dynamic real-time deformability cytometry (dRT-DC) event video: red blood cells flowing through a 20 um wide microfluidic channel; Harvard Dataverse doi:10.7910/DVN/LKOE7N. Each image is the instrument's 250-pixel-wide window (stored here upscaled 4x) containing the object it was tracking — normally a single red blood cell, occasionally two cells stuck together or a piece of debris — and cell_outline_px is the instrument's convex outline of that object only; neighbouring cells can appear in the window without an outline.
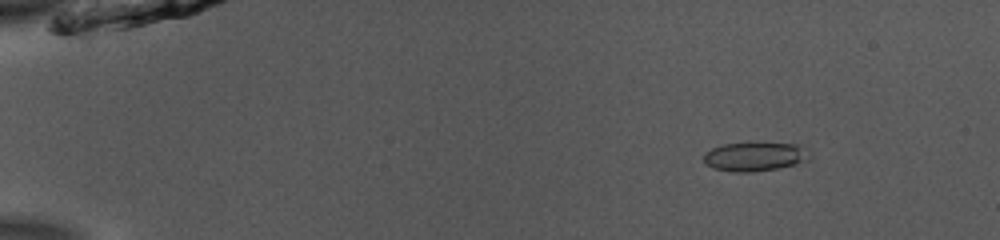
{"species": "common noctule bat (a hibernating species)", "species_latin": "Nyctalus noctula", "temperature_condition": "room temperature", "stored_images_in_passage": 53, "camera_frame_rate_fps": 3000, "um_per_image_px": 0.085, "animal": {"sex": "male", "body_mass_g": 13.0, "forearm_length_mm": 53.1}, "frame": {"image": 1, "passage_image": 8, "time_ms": 2.333, "image_size_px": [1000, 240], "cell_outline_px": [[800, 160], [792, 164], [776, 168], [752, 172], [732, 172], [712, 168], [704, 164], [704, 152], [712, 148], [724, 144], [796, 144], [800, 156]], "centroid_in_image_um": [63.84, 13.34], "position_along_channel_um": 21.2, "area_um2": 16.47}}
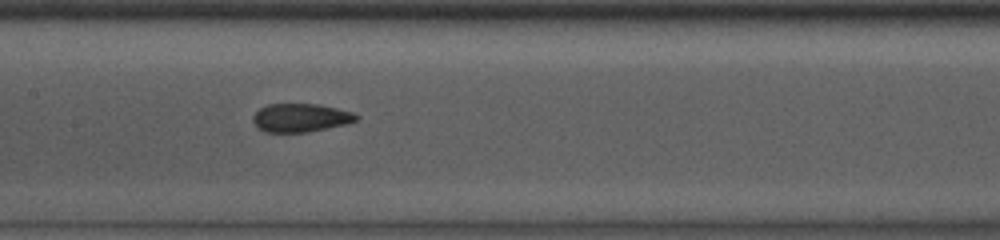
{"frame": {"image": 2, "passage_image": 28, "time_ms": 9.0, "image_size_px": [1000, 240], "cell_outline_px": [[360, 116], [356, 120], [344, 124], [304, 132], [264, 132], [256, 128], [252, 120], [252, 116], [260, 108], [268, 104], [320, 104], [352, 112]], "centroid_in_image_um": [25.49, 10.0], "position_along_channel_um": 181.9, "area_um2": 16.99}}
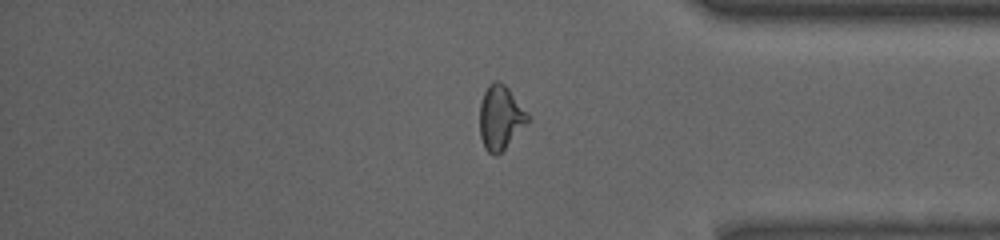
{"frame": {"image": 3, "passage_image": 45, "time_ms": 14.667, "image_size_px": [1000, 240], "cell_outline_px": [[528, 120], [504, 148], [496, 156], [492, 156], [484, 148], [480, 136], [480, 104], [484, 92], [488, 84], [492, 80], [500, 80], [508, 88], [528, 112]], "centroid_in_image_um": [42.5, 9.96], "position_along_channel_um": 392.7, "area_um2": 17.74}, "authors_computed_cell_mechanics": {"area_um2": 17.5712, "velocity_mm_per_s": 3.9215, "shape_relaxation_time_tau1_ms": null, "shape_relaxation_time_tau2_ms": 1.4697, "deformation_change_tau1": null, "deformation_change_tau2": 0.0474}}